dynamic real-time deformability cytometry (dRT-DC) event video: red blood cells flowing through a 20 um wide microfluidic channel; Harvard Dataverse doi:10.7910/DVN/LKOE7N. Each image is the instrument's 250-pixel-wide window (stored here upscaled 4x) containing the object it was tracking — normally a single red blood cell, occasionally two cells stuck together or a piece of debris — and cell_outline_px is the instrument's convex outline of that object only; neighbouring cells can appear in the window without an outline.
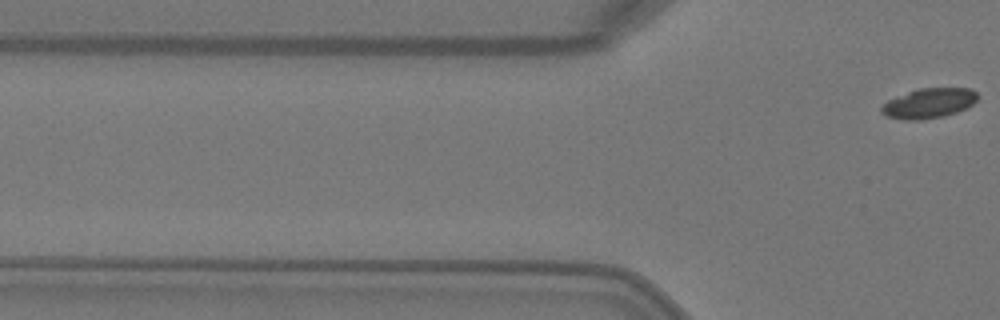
{"species": "Egyptian fruit bat (a non-hibernating species)", "species_latin": "Rousettus aegyptiacus", "temperature_condition": "warm", "stored_images_in_passage": 4, "camera_frame_rate_fps": 3000, "um_per_image_px": 0.085, "animal": {"sex": "female"}, "frame": {"image": 1, "passage_image": 4, "time_ms": 1.0, "image_size_px": [1000, 320], "cell_outline_px": [[980, 96], [972, 104], [956, 112], [940, 116], [920, 120], [904, 120], [888, 116], [880, 112], [880, 108], [888, 100], [908, 92], [920, 88], [968, 88], [976, 92]], "centroid_in_image_um": [78.95, 8.77], "position_along_channel_um": 46.9, "area_um2": 16.47}}